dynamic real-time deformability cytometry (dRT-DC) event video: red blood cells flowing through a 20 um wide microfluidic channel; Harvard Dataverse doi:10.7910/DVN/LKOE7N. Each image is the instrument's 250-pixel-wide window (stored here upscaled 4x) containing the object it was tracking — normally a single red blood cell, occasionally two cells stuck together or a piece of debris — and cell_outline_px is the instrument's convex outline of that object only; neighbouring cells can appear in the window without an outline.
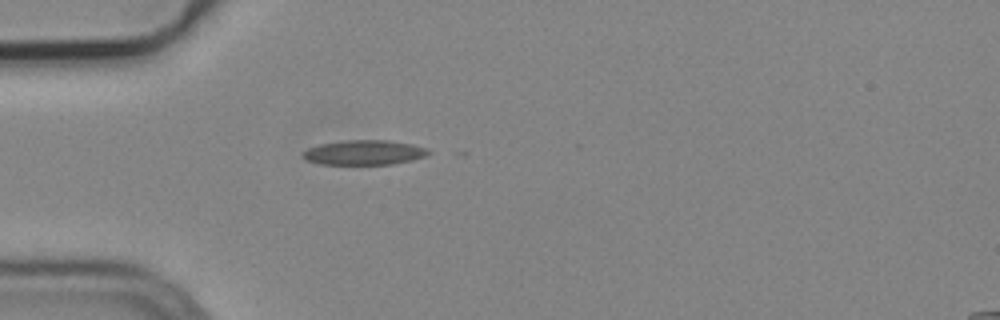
{"species": "common noctule bat (a hibernating species)", "species_latin": "Nyctalus noctula", "temperature_condition": "cold", "stored_images_in_passage": 12, "camera_frame_rate_fps": 3000, "um_per_image_px": 0.085, "animal": {"sex": "male", "body_mass_g": 19.2, "forearm_length_mm": 51.8}, "frame": {"image": 1, "passage_image": 1, "time_ms": 0.0, "image_size_px": [1000, 320], "cell_outline_px": [[432, 152], [424, 156], [412, 160], [392, 164], [320, 164], [308, 160], [300, 156], [308, 148], [320, 144], [344, 140], [388, 140], [412, 144], [428, 148]], "centroid_in_image_um": [30.97, 12.96], "position_along_channel_um": 54.0, "area_um2": 18.09}}
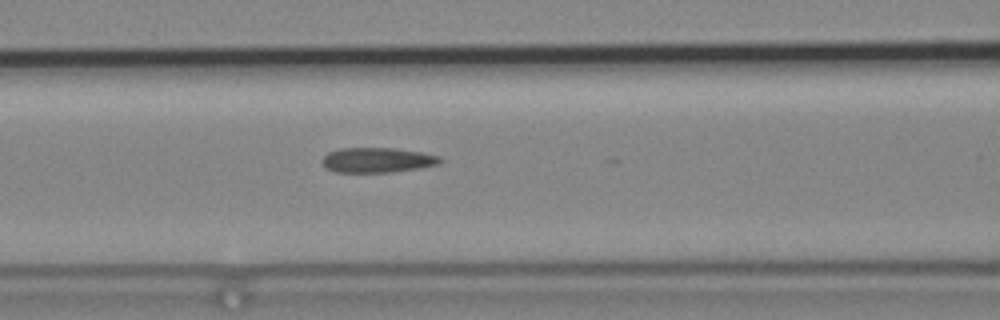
{"frame": {"image": 2, "passage_image": 8, "time_ms": 2.333, "image_size_px": [1000, 320], "cell_outline_px": [[444, 160], [440, 164], [420, 168], [392, 172], [336, 172], [324, 168], [320, 160], [328, 152], [340, 148], [392, 148], [420, 152], [440, 156]], "centroid_in_image_um": [32.06, 13.61], "position_along_channel_um": 134.5, "area_um2": 17.34}}
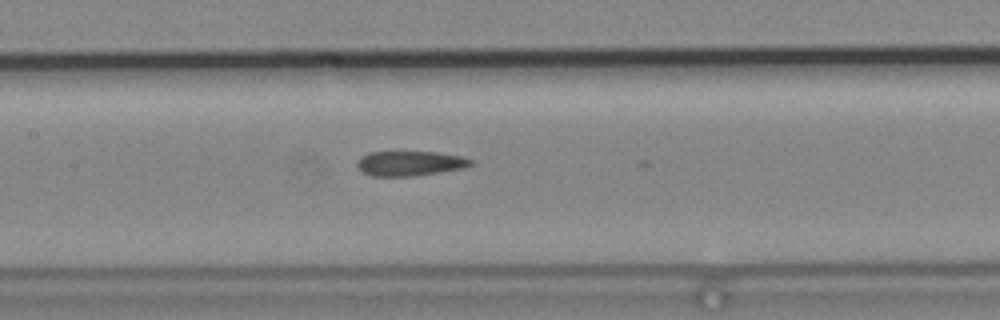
{"frame": {"image": 3, "passage_image": 11, "time_ms": 3.333, "image_size_px": [1000, 320], "cell_outline_px": [[476, 164], [468, 168], [416, 176], [372, 176], [364, 172], [356, 164], [356, 160], [360, 156], [368, 152], [436, 152], [464, 156], [472, 160]], "centroid_in_image_um": [34.92, 13.89], "position_along_channel_um": 172.5, "area_um2": 16.82}}